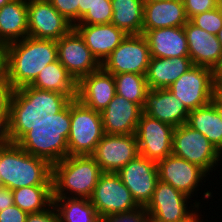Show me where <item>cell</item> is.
Returning a JSON list of instances; mask_svg holds the SVG:
<instances>
[{"mask_svg":"<svg viewBox=\"0 0 222 222\" xmlns=\"http://www.w3.org/2000/svg\"><path fill=\"white\" fill-rule=\"evenodd\" d=\"M142 34L147 40L151 57L189 56L184 26L142 30Z\"/></svg>","mask_w":222,"mask_h":222,"instance_id":"603a6c76","label":"cell"},{"mask_svg":"<svg viewBox=\"0 0 222 222\" xmlns=\"http://www.w3.org/2000/svg\"><path fill=\"white\" fill-rule=\"evenodd\" d=\"M52 6L73 26L78 23L79 0H49Z\"/></svg>","mask_w":222,"mask_h":222,"instance_id":"d590c367","label":"cell"},{"mask_svg":"<svg viewBox=\"0 0 222 222\" xmlns=\"http://www.w3.org/2000/svg\"><path fill=\"white\" fill-rule=\"evenodd\" d=\"M192 200L170 184L159 180L152 199L145 208L150 215V222H191L201 209V202L194 198L192 204Z\"/></svg>","mask_w":222,"mask_h":222,"instance_id":"52a82bcc","label":"cell"},{"mask_svg":"<svg viewBox=\"0 0 222 222\" xmlns=\"http://www.w3.org/2000/svg\"><path fill=\"white\" fill-rule=\"evenodd\" d=\"M5 81V56L4 49L0 46V85Z\"/></svg>","mask_w":222,"mask_h":222,"instance_id":"f6af8a7d","label":"cell"},{"mask_svg":"<svg viewBox=\"0 0 222 222\" xmlns=\"http://www.w3.org/2000/svg\"><path fill=\"white\" fill-rule=\"evenodd\" d=\"M113 14L111 0H101L90 8L77 24H109Z\"/></svg>","mask_w":222,"mask_h":222,"instance_id":"d6a6232c","label":"cell"},{"mask_svg":"<svg viewBox=\"0 0 222 222\" xmlns=\"http://www.w3.org/2000/svg\"><path fill=\"white\" fill-rule=\"evenodd\" d=\"M29 86L77 99V82L58 60L45 66Z\"/></svg>","mask_w":222,"mask_h":222,"instance_id":"83f0119b","label":"cell"},{"mask_svg":"<svg viewBox=\"0 0 222 222\" xmlns=\"http://www.w3.org/2000/svg\"><path fill=\"white\" fill-rule=\"evenodd\" d=\"M144 2H157V1H163V0H143Z\"/></svg>","mask_w":222,"mask_h":222,"instance_id":"816d5d0a","label":"cell"},{"mask_svg":"<svg viewBox=\"0 0 222 222\" xmlns=\"http://www.w3.org/2000/svg\"><path fill=\"white\" fill-rule=\"evenodd\" d=\"M174 127L142 113L135 136L139 155L158 162L172 154Z\"/></svg>","mask_w":222,"mask_h":222,"instance_id":"4fadbf2b","label":"cell"},{"mask_svg":"<svg viewBox=\"0 0 222 222\" xmlns=\"http://www.w3.org/2000/svg\"><path fill=\"white\" fill-rule=\"evenodd\" d=\"M117 174L131 192L136 203L146 207L159 181L157 162L138 155Z\"/></svg>","mask_w":222,"mask_h":222,"instance_id":"2e32d148","label":"cell"},{"mask_svg":"<svg viewBox=\"0 0 222 222\" xmlns=\"http://www.w3.org/2000/svg\"><path fill=\"white\" fill-rule=\"evenodd\" d=\"M25 222H61L60 216L52 204L48 209L37 212V213H28Z\"/></svg>","mask_w":222,"mask_h":222,"instance_id":"f35d334b","label":"cell"},{"mask_svg":"<svg viewBox=\"0 0 222 222\" xmlns=\"http://www.w3.org/2000/svg\"><path fill=\"white\" fill-rule=\"evenodd\" d=\"M28 36L27 0H12L0 8V46Z\"/></svg>","mask_w":222,"mask_h":222,"instance_id":"484cf974","label":"cell"},{"mask_svg":"<svg viewBox=\"0 0 222 222\" xmlns=\"http://www.w3.org/2000/svg\"><path fill=\"white\" fill-rule=\"evenodd\" d=\"M61 222H99L101 216L88 198L53 197Z\"/></svg>","mask_w":222,"mask_h":222,"instance_id":"f546056e","label":"cell"},{"mask_svg":"<svg viewBox=\"0 0 222 222\" xmlns=\"http://www.w3.org/2000/svg\"><path fill=\"white\" fill-rule=\"evenodd\" d=\"M186 16L190 20L193 16L217 8L216 0H182Z\"/></svg>","mask_w":222,"mask_h":222,"instance_id":"8d00e7d4","label":"cell"},{"mask_svg":"<svg viewBox=\"0 0 222 222\" xmlns=\"http://www.w3.org/2000/svg\"><path fill=\"white\" fill-rule=\"evenodd\" d=\"M188 21L182 0L144 2L142 30L183 27Z\"/></svg>","mask_w":222,"mask_h":222,"instance_id":"cb8c5ba5","label":"cell"},{"mask_svg":"<svg viewBox=\"0 0 222 222\" xmlns=\"http://www.w3.org/2000/svg\"><path fill=\"white\" fill-rule=\"evenodd\" d=\"M186 124L203 134L222 156V112L212 101L191 110Z\"/></svg>","mask_w":222,"mask_h":222,"instance_id":"4316f807","label":"cell"},{"mask_svg":"<svg viewBox=\"0 0 222 222\" xmlns=\"http://www.w3.org/2000/svg\"><path fill=\"white\" fill-rule=\"evenodd\" d=\"M199 212L200 213L191 222H203L204 221L203 219H201V218H204V217H202L204 215H202L201 211H199Z\"/></svg>","mask_w":222,"mask_h":222,"instance_id":"7dc6e473","label":"cell"},{"mask_svg":"<svg viewBox=\"0 0 222 222\" xmlns=\"http://www.w3.org/2000/svg\"><path fill=\"white\" fill-rule=\"evenodd\" d=\"M214 86H222V64L215 70Z\"/></svg>","mask_w":222,"mask_h":222,"instance_id":"bcb514c9","label":"cell"},{"mask_svg":"<svg viewBox=\"0 0 222 222\" xmlns=\"http://www.w3.org/2000/svg\"><path fill=\"white\" fill-rule=\"evenodd\" d=\"M193 65L189 56L172 58L151 57L145 75L149 89L168 88Z\"/></svg>","mask_w":222,"mask_h":222,"instance_id":"d4e9b609","label":"cell"},{"mask_svg":"<svg viewBox=\"0 0 222 222\" xmlns=\"http://www.w3.org/2000/svg\"><path fill=\"white\" fill-rule=\"evenodd\" d=\"M15 90L16 89L6 80L0 85V115L10 116Z\"/></svg>","mask_w":222,"mask_h":222,"instance_id":"74e56055","label":"cell"},{"mask_svg":"<svg viewBox=\"0 0 222 222\" xmlns=\"http://www.w3.org/2000/svg\"><path fill=\"white\" fill-rule=\"evenodd\" d=\"M143 113L175 128L187 122L190 111L166 88L147 92Z\"/></svg>","mask_w":222,"mask_h":222,"instance_id":"44dd1931","label":"cell"},{"mask_svg":"<svg viewBox=\"0 0 222 222\" xmlns=\"http://www.w3.org/2000/svg\"><path fill=\"white\" fill-rule=\"evenodd\" d=\"M12 143L9 133V117L0 115V148Z\"/></svg>","mask_w":222,"mask_h":222,"instance_id":"60d3db41","label":"cell"},{"mask_svg":"<svg viewBox=\"0 0 222 222\" xmlns=\"http://www.w3.org/2000/svg\"><path fill=\"white\" fill-rule=\"evenodd\" d=\"M113 76L115 79L116 94L138 104L143 109L146 94L150 90L145 75L127 72L113 74Z\"/></svg>","mask_w":222,"mask_h":222,"instance_id":"1f68e13d","label":"cell"},{"mask_svg":"<svg viewBox=\"0 0 222 222\" xmlns=\"http://www.w3.org/2000/svg\"><path fill=\"white\" fill-rule=\"evenodd\" d=\"M73 28L80 34L96 59L102 62L122 42L127 34L114 24H76Z\"/></svg>","mask_w":222,"mask_h":222,"instance_id":"7402d4cb","label":"cell"},{"mask_svg":"<svg viewBox=\"0 0 222 222\" xmlns=\"http://www.w3.org/2000/svg\"><path fill=\"white\" fill-rule=\"evenodd\" d=\"M27 12L29 37L58 41L73 28L49 0H27Z\"/></svg>","mask_w":222,"mask_h":222,"instance_id":"9a60e30c","label":"cell"},{"mask_svg":"<svg viewBox=\"0 0 222 222\" xmlns=\"http://www.w3.org/2000/svg\"><path fill=\"white\" fill-rule=\"evenodd\" d=\"M3 49L5 80L15 89L30 85L45 66L58 60L55 40L27 36Z\"/></svg>","mask_w":222,"mask_h":222,"instance_id":"7a4b0ae2","label":"cell"},{"mask_svg":"<svg viewBox=\"0 0 222 222\" xmlns=\"http://www.w3.org/2000/svg\"><path fill=\"white\" fill-rule=\"evenodd\" d=\"M16 206L27 213H37L53 204L52 185L25 186L12 190Z\"/></svg>","mask_w":222,"mask_h":222,"instance_id":"4dcf8cb0","label":"cell"},{"mask_svg":"<svg viewBox=\"0 0 222 222\" xmlns=\"http://www.w3.org/2000/svg\"><path fill=\"white\" fill-rule=\"evenodd\" d=\"M1 186L10 190L52 185V165L24 151L17 143L0 148Z\"/></svg>","mask_w":222,"mask_h":222,"instance_id":"277c9868","label":"cell"},{"mask_svg":"<svg viewBox=\"0 0 222 222\" xmlns=\"http://www.w3.org/2000/svg\"><path fill=\"white\" fill-rule=\"evenodd\" d=\"M72 100L65 94L23 86L15 90L9 116V133L16 143L37 122L48 121Z\"/></svg>","mask_w":222,"mask_h":222,"instance_id":"6da1fadb","label":"cell"},{"mask_svg":"<svg viewBox=\"0 0 222 222\" xmlns=\"http://www.w3.org/2000/svg\"><path fill=\"white\" fill-rule=\"evenodd\" d=\"M115 95L114 76L102 67L77 83V99L94 111L102 112Z\"/></svg>","mask_w":222,"mask_h":222,"instance_id":"ac0fdd59","label":"cell"},{"mask_svg":"<svg viewBox=\"0 0 222 222\" xmlns=\"http://www.w3.org/2000/svg\"><path fill=\"white\" fill-rule=\"evenodd\" d=\"M189 21L209 34L217 35L222 28V12L215 8L195 15Z\"/></svg>","mask_w":222,"mask_h":222,"instance_id":"836d02e7","label":"cell"},{"mask_svg":"<svg viewBox=\"0 0 222 222\" xmlns=\"http://www.w3.org/2000/svg\"><path fill=\"white\" fill-rule=\"evenodd\" d=\"M28 213L13 204L0 211V222H25Z\"/></svg>","mask_w":222,"mask_h":222,"instance_id":"ab89813d","label":"cell"},{"mask_svg":"<svg viewBox=\"0 0 222 222\" xmlns=\"http://www.w3.org/2000/svg\"><path fill=\"white\" fill-rule=\"evenodd\" d=\"M101 217L110 214L129 212L140 207L119 175L103 172L89 198Z\"/></svg>","mask_w":222,"mask_h":222,"instance_id":"8fae6325","label":"cell"},{"mask_svg":"<svg viewBox=\"0 0 222 222\" xmlns=\"http://www.w3.org/2000/svg\"><path fill=\"white\" fill-rule=\"evenodd\" d=\"M150 215L144 206L129 212L110 214L100 218L99 222H150Z\"/></svg>","mask_w":222,"mask_h":222,"instance_id":"e575fe53","label":"cell"},{"mask_svg":"<svg viewBox=\"0 0 222 222\" xmlns=\"http://www.w3.org/2000/svg\"><path fill=\"white\" fill-rule=\"evenodd\" d=\"M215 71L205 66L193 65L168 89L191 111L212 101Z\"/></svg>","mask_w":222,"mask_h":222,"instance_id":"9c48e42d","label":"cell"},{"mask_svg":"<svg viewBox=\"0 0 222 222\" xmlns=\"http://www.w3.org/2000/svg\"><path fill=\"white\" fill-rule=\"evenodd\" d=\"M217 38L221 44V47H222V28L219 30V32L217 33Z\"/></svg>","mask_w":222,"mask_h":222,"instance_id":"c3c4849f","label":"cell"},{"mask_svg":"<svg viewBox=\"0 0 222 222\" xmlns=\"http://www.w3.org/2000/svg\"><path fill=\"white\" fill-rule=\"evenodd\" d=\"M57 56L58 61L77 83L101 68V63L74 28L57 41Z\"/></svg>","mask_w":222,"mask_h":222,"instance_id":"5bb4252c","label":"cell"},{"mask_svg":"<svg viewBox=\"0 0 222 222\" xmlns=\"http://www.w3.org/2000/svg\"><path fill=\"white\" fill-rule=\"evenodd\" d=\"M14 204L13 193L7 187H0V211Z\"/></svg>","mask_w":222,"mask_h":222,"instance_id":"b9f144b4","label":"cell"},{"mask_svg":"<svg viewBox=\"0 0 222 222\" xmlns=\"http://www.w3.org/2000/svg\"><path fill=\"white\" fill-rule=\"evenodd\" d=\"M101 0H79L78 4V22L97 2Z\"/></svg>","mask_w":222,"mask_h":222,"instance_id":"7bdbcfd3","label":"cell"},{"mask_svg":"<svg viewBox=\"0 0 222 222\" xmlns=\"http://www.w3.org/2000/svg\"><path fill=\"white\" fill-rule=\"evenodd\" d=\"M217 9L222 12V0H216Z\"/></svg>","mask_w":222,"mask_h":222,"instance_id":"681fc988","label":"cell"},{"mask_svg":"<svg viewBox=\"0 0 222 222\" xmlns=\"http://www.w3.org/2000/svg\"><path fill=\"white\" fill-rule=\"evenodd\" d=\"M70 117L68 156L91 155L104 135L101 112L74 99L70 102Z\"/></svg>","mask_w":222,"mask_h":222,"instance_id":"8992f818","label":"cell"},{"mask_svg":"<svg viewBox=\"0 0 222 222\" xmlns=\"http://www.w3.org/2000/svg\"><path fill=\"white\" fill-rule=\"evenodd\" d=\"M150 50L143 34H128L102 62L108 73H136L146 75L150 62Z\"/></svg>","mask_w":222,"mask_h":222,"instance_id":"30bf717a","label":"cell"},{"mask_svg":"<svg viewBox=\"0 0 222 222\" xmlns=\"http://www.w3.org/2000/svg\"><path fill=\"white\" fill-rule=\"evenodd\" d=\"M139 155L135 134H104L91 156L103 172L117 173Z\"/></svg>","mask_w":222,"mask_h":222,"instance_id":"e0dca14e","label":"cell"},{"mask_svg":"<svg viewBox=\"0 0 222 222\" xmlns=\"http://www.w3.org/2000/svg\"><path fill=\"white\" fill-rule=\"evenodd\" d=\"M157 169L161 182L170 184L190 198H193L194 195L198 197L199 187L205 185L206 180L210 179L209 174L200 166L173 154L159 160Z\"/></svg>","mask_w":222,"mask_h":222,"instance_id":"7c38bea8","label":"cell"},{"mask_svg":"<svg viewBox=\"0 0 222 222\" xmlns=\"http://www.w3.org/2000/svg\"><path fill=\"white\" fill-rule=\"evenodd\" d=\"M12 0H0V8L3 6V5H5V4H7V3H9V2H11Z\"/></svg>","mask_w":222,"mask_h":222,"instance_id":"f907efd6","label":"cell"},{"mask_svg":"<svg viewBox=\"0 0 222 222\" xmlns=\"http://www.w3.org/2000/svg\"><path fill=\"white\" fill-rule=\"evenodd\" d=\"M102 173L91 155L67 156L52 165L53 197L89 199Z\"/></svg>","mask_w":222,"mask_h":222,"instance_id":"5b68a950","label":"cell"},{"mask_svg":"<svg viewBox=\"0 0 222 222\" xmlns=\"http://www.w3.org/2000/svg\"><path fill=\"white\" fill-rule=\"evenodd\" d=\"M111 23L128 34H142L143 0H111Z\"/></svg>","mask_w":222,"mask_h":222,"instance_id":"f1b7e54d","label":"cell"},{"mask_svg":"<svg viewBox=\"0 0 222 222\" xmlns=\"http://www.w3.org/2000/svg\"><path fill=\"white\" fill-rule=\"evenodd\" d=\"M172 154L200 166L210 177V173L222 165L221 153L203 134L186 123L174 128Z\"/></svg>","mask_w":222,"mask_h":222,"instance_id":"ba28073f","label":"cell"},{"mask_svg":"<svg viewBox=\"0 0 222 222\" xmlns=\"http://www.w3.org/2000/svg\"><path fill=\"white\" fill-rule=\"evenodd\" d=\"M143 109L120 95H115L101 112L104 134H135Z\"/></svg>","mask_w":222,"mask_h":222,"instance_id":"d6986e66","label":"cell"},{"mask_svg":"<svg viewBox=\"0 0 222 222\" xmlns=\"http://www.w3.org/2000/svg\"><path fill=\"white\" fill-rule=\"evenodd\" d=\"M184 32L193 64L215 71L222 64V47L217 36L196 27L190 21L184 25Z\"/></svg>","mask_w":222,"mask_h":222,"instance_id":"ffe728a7","label":"cell"},{"mask_svg":"<svg viewBox=\"0 0 222 222\" xmlns=\"http://www.w3.org/2000/svg\"><path fill=\"white\" fill-rule=\"evenodd\" d=\"M70 103L48 121L37 122L16 143L29 154L54 165L68 156Z\"/></svg>","mask_w":222,"mask_h":222,"instance_id":"3957f363","label":"cell"},{"mask_svg":"<svg viewBox=\"0 0 222 222\" xmlns=\"http://www.w3.org/2000/svg\"><path fill=\"white\" fill-rule=\"evenodd\" d=\"M212 102L222 112V86L213 87Z\"/></svg>","mask_w":222,"mask_h":222,"instance_id":"ee69618b","label":"cell"}]
</instances>
